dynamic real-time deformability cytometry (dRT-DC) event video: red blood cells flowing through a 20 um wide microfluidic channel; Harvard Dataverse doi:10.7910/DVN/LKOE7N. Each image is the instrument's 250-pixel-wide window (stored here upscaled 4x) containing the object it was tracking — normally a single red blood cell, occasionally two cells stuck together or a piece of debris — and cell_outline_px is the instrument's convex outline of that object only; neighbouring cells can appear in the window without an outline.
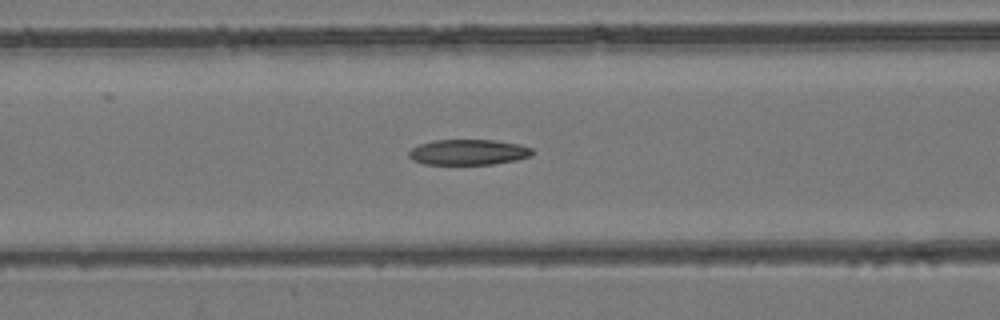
{"species": "common noctule bat (a hibernating species)", "species_latin": "Nyctalus noctula", "temperature_condition": "room temperature", "stored_images_in_passage": 51, "camera_frame_rate_fps": 3000, "um_per_image_px": 0.085, "animal": {"sex": "female", "body_mass_g": 24.6, "forearm_length_mm": 56.2}, "frame": {"image": 1, "passage_image": 23, "time_ms": 7.333, "image_size_px": [1000, 320], "cell_outline_px": [[532, 156], [516, 160], [492, 164], [424, 164], [412, 160], [408, 156], [408, 152], [412, 148], [420, 144], [432, 140], [496, 140], [520, 144], [532, 148]], "centroid_in_image_um": [39.81, 12.93], "position_along_channel_um": 126.8, "area_um2": 18.44}}
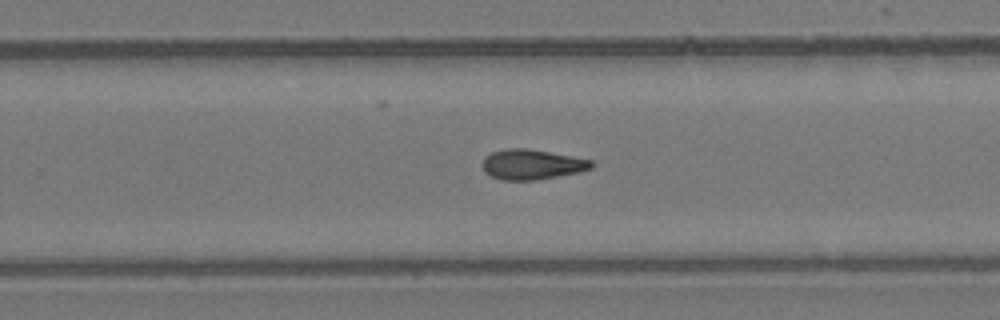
{"frame": {"image": 2, "passage_image": 35, "time_ms": 11.333, "image_size_px": [1000, 320], "cell_outline_px": [[592, 168], [580, 172], [536, 180], [500, 180], [484, 172], [480, 164], [484, 156], [492, 152], [508, 148], [524, 148], [572, 156], [592, 160]], "centroid_in_image_um": [45.16, 13.98], "position_along_channel_um": 284.6, "area_um2": 19.19}}
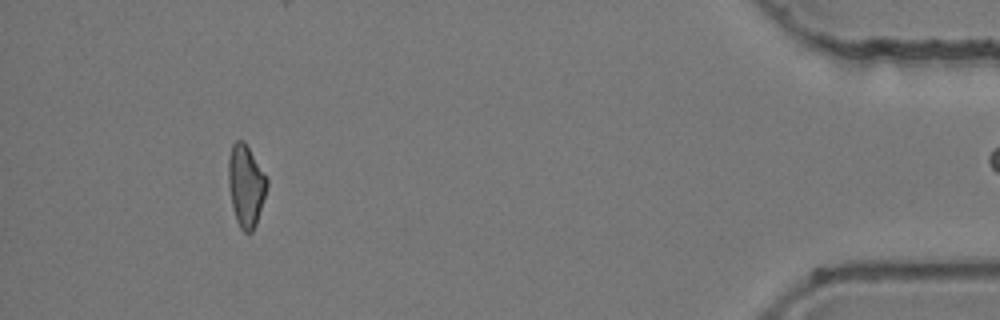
{"frame": {"image": 3, "passage_image": 50, "time_ms": 16.333, "image_size_px": [1000, 320], "cell_outline_px": [[268, 188], [256, 224], [252, 232], [244, 232], [240, 228], [236, 220], [232, 208], [228, 184], [228, 160], [232, 144], [236, 140], [244, 140], [268, 180]], "centroid_in_image_um": [20.89, 15.79], "position_along_channel_um": 414.3, "area_um2": 18.5}}